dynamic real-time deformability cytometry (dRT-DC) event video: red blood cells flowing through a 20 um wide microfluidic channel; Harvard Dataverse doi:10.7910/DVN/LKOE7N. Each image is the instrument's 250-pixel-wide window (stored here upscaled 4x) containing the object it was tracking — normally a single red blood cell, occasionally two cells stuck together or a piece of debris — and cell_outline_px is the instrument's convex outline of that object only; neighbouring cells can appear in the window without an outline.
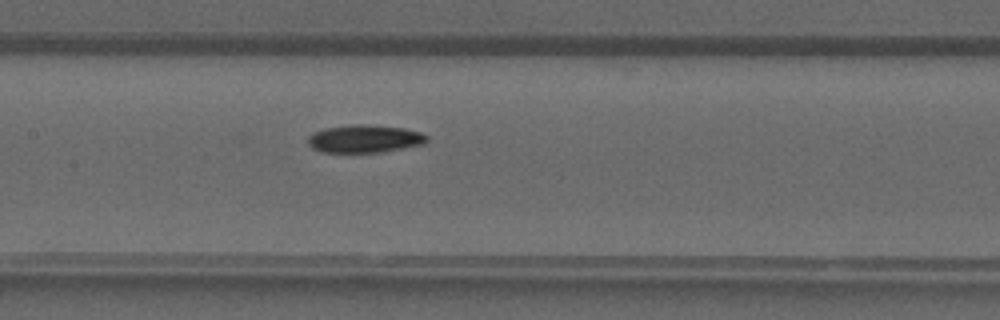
{"species": "common noctule bat (a hibernating species)", "species_latin": "Nyctalus noctula", "temperature_condition": "warm", "stored_images_in_passage": 35, "camera_frame_rate_fps": 3000, "um_per_image_px": 0.085, "animal": {"sex": "male", "forearm_length_mm": 52.5}, "frame": {"image": 1, "passage_image": 14, "time_ms": 4.333, "image_size_px": [1000, 320], "cell_outline_px": [[428, 140], [424, 144], [380, 152], [320, 152], [312, 148], [308, 144], [308, 136], [312, 132], [324, 128], [352, 124], [360, 124], [404, 128], [420, 132], [428, 136]], "centroid_in_image_um": [30.96, 11.79], "position_along_channel_um": 176.4, "area_um2": 19.31}}
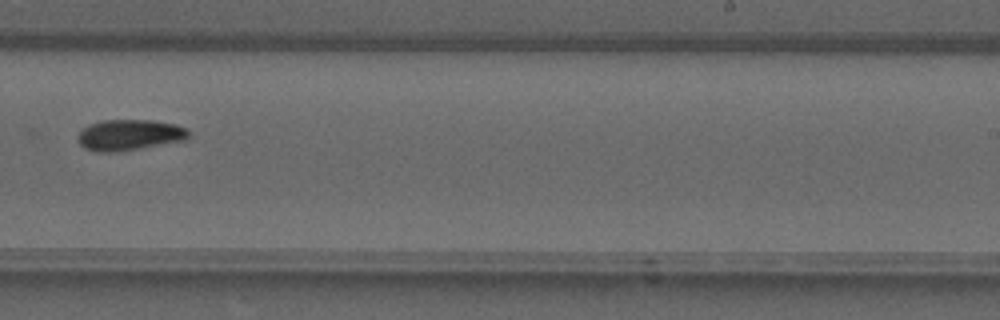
{"frame": {"image": 2, "passage_image": 20, "time_ms": 6.333, "image_size_px": [1000, 320], "cell_outline_px": [[188, 140], [116, 152], [96, 152], [84, 148], [76, 140], [76, 136], [84, 128], [92, 124], [104, 120], [148, 120], [176, 124], [188, 128]], "centroid_in_image_um": [11.01, 11.48], "position_along_channel_um": 278.0, "area_um2": 20.0}}
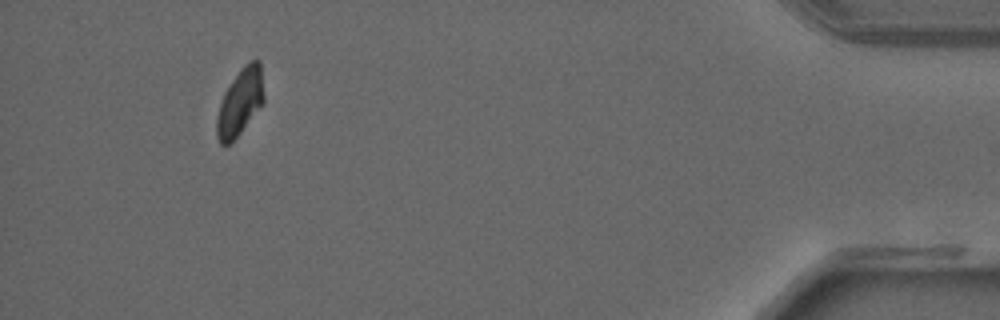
{"frame": {"image": 3, "passage_image": 32, "time_ms": 10.333, "image_size_px": [1000, 320], "cell_outline_px": [[264, 104], [240, 132], [228, 144], [220, 144], [216, 136], [216, 120], [220, 104], [224, 92], [240, 68], [244, 64], [252, 60], [260, 60], [264, 96]], "centroid_in_image_um": [20.42, 8.66], "position_along_channel_um": 414.8, "area_um2": 18.26}}